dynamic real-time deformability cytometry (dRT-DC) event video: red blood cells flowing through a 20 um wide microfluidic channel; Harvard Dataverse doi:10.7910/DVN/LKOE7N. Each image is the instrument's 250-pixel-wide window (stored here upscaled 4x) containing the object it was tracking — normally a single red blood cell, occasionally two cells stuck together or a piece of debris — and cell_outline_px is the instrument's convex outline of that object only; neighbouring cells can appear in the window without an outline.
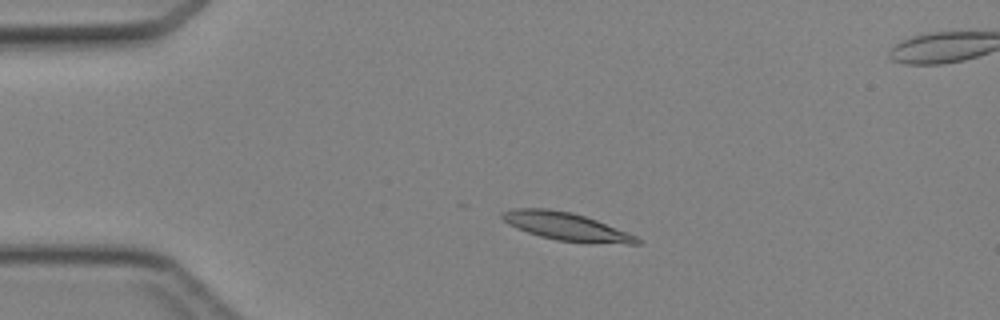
{"species": "Egyptian fruit bat (a non-hibernating species)", "species_latin": "Rousettus aegyptiacus", "temperature_condition": "cold", "stored_images_in_passage": 16, "camera_frame_rate_fps": 3000, "um_per_image_px": 0.085, "animal": {"sex": "female"}, "frame": {"image": 1, "passage_image": 1, "time_ms": 0.0, "image_size_px": [1000, 320], "cell_outline_px": [[640, 244], [628, 244], [556, 240], [540, 236], [516, 228], [508, 224], [500, 216], [500, 212], [512, 208], [548, 208], [572, 212], [596, 220], [628, 232], [636, 236], [640, 240]], "centroid_in_image_um": [48.08, 19.23], "position_along_channel_um": 36.9, "area_um2": 21.73}}
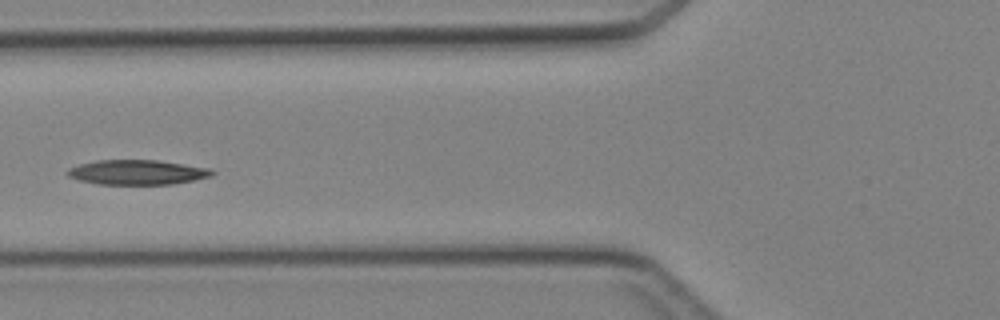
{"frame": {"image": 2, "passage_image": 9, "time_ms": 2.667, "image_size_px": [1000, 320], "cell_outline_px": [[216, 172], [212, 176], [172, 184], [100, 184], [80, 180], [68, 176], [64, 172], [68, 168], [80, 164], [96, 160], [156, 160], [212, 168]], "centroid_in_image_um": [11.67, 14.64], "position_along_channel_um": 114.1, "area_um2": 20.87}}
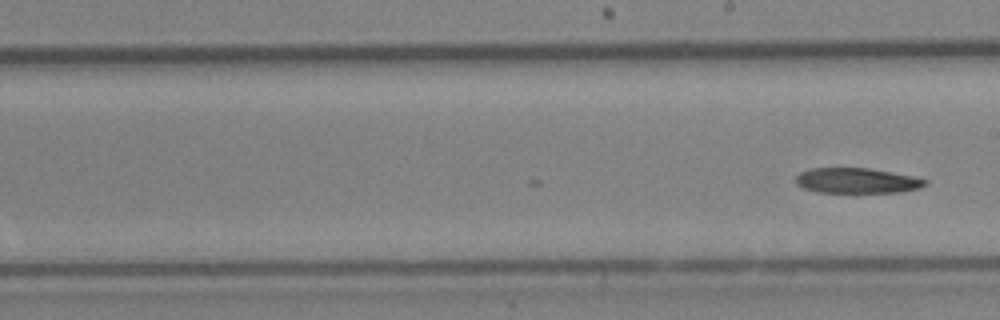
{"frame": {"image": 3, "passage_image": 16, "time_ms": 5.0, "image_size_px": [1000, 320], "cell_outline_px": [[928, 184], [920, 188], [900, 192], [816, 192], [804, 188], [796, 184], [796, 176], [800, 172], [812, 168], [868, 168], [912, 176], [928, 180]], "centroid_in_image_um": [72.84, 15.35], "position_along_channel_um": 216.2, "area_um2": 18.96}}